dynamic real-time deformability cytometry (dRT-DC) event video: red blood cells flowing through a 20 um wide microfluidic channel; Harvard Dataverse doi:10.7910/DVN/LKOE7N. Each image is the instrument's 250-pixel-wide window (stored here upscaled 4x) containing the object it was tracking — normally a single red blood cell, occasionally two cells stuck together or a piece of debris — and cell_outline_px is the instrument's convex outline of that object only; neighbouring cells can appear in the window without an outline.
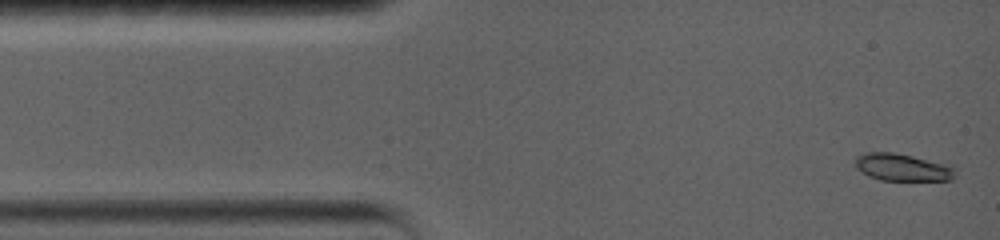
{"species": "common noctule bat (a hibernating species)", "species_latin": "Nyctalus noctula", "temperature_condition": "warm", "stored_images_in_passage": 39, "camera_frame_rate_fps": 5000, "um_per_image_px": 0.085, "animal": {"sex": "female", "body_mass_g": 19.0, "forearm_length_mm": 56.7}, "frame": {"image": 1, "passage_image": 1, "time_ms": 0.0, "image_size_px": [1000, 240], "cell_outline_px": [[956, 176], [952, 180], [880, 180], [868, 176], [860, 172], [856, 168], [856, 156], [864, 152], [892, 152], [912, 156], [948, 164], [956, 168]], "centroid_in_image_um": [76.71, 14.22], "position_along_channel_um": 8.3, "area_um2": 16.07}}
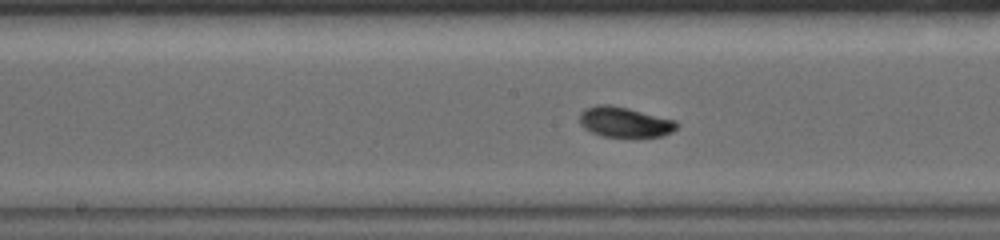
{"frame": {"image": 2, "passage_image": 17, "time_ms": 7.2, "image_size_px": [1000, 240], "cell_outline_px": [[680, 124], [672, 132], [660, 136], [604, 136], [592, 132], [584, 128], [580, 124], [580, 112], [584, 108], [596, 104], [608, 104], [628, 108], [676, 120]], "centroid_in_image_um": [53.08, 10.35], "position_along_channel_um": 195.1, "area_um2": 17.05}}
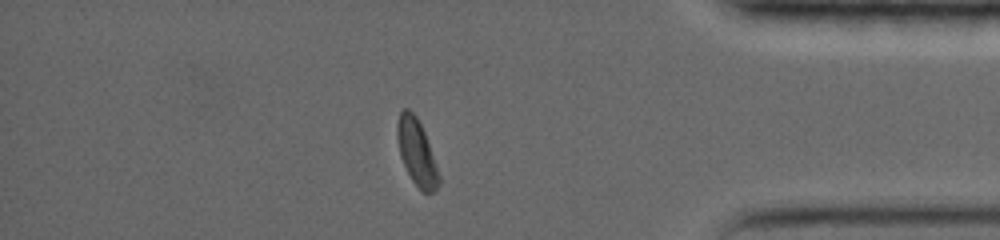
{"frame": {"image": 3, "passage_image": 34, "time_ms": 13.6, "image_size_px": [1000, 240], "cell_outline_px": [[440, 184], [432, 192], [420, 192], [412, 180], [400, 156], [396, 136], [396, 124], [400, 112], [404, 108], [408, 108], [416, 116], [424, 132], [440, 176]], "centroid_in_image_um": [35.4, 12.95], "position_along_channel_um": 399.8, "area_um2": 15.9}, "authors_computed_cell_mechanics": {"area_um2": 16.473, "velocity_mm_per_s": 3.6041, "shape_relaxation_time_tau1_ms": 3.5492, "shape_relaxation_time_tau2_ms": null, "deformation_change_tau1": 0.1608, "deformation_change_tau2": null}}